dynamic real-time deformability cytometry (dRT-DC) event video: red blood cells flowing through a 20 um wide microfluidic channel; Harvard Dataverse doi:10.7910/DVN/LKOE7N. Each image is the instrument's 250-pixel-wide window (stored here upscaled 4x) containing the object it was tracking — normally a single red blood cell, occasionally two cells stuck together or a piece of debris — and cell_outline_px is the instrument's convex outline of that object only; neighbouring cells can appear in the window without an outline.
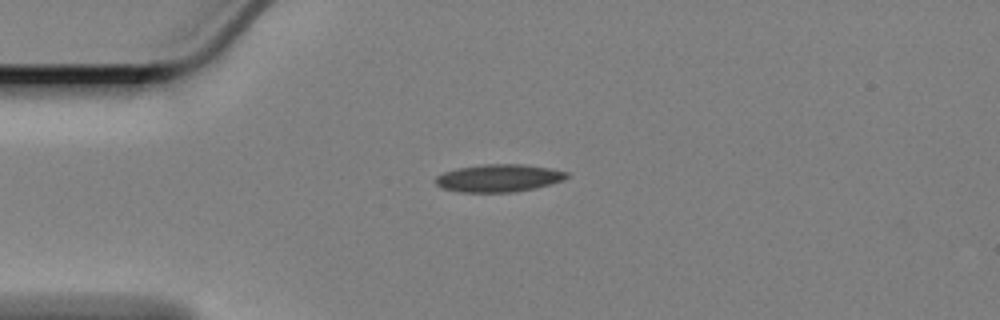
{"species": "Egyptian fruit bat (a non-hibernating species)", "species_latin": "Rousettus aegyptiacus", "temperature_condition": "cold", "stored_images_in_passage": 46, "camera_frame_rate_fps": 3000, "um_per_image_px": 0.085, "animal": {"sex": "female"}, "frame": {"image": 1, "passage_image": 1, "time_ms": 0.0, "image_size_px": [1000, 320], "cell_outline_px": [[568, 176], [564, 180], [516, 192], [460, 192], [444, 188], [436, 184], [436, 176], [444, 172], [460, 168], [484, 164], [520, 164], [548, 168], [568, 172]], "centroid_in_image_um": [42.39, 15.14], "position_along_channel_um": 42.6, "area_um2": 20.75}}
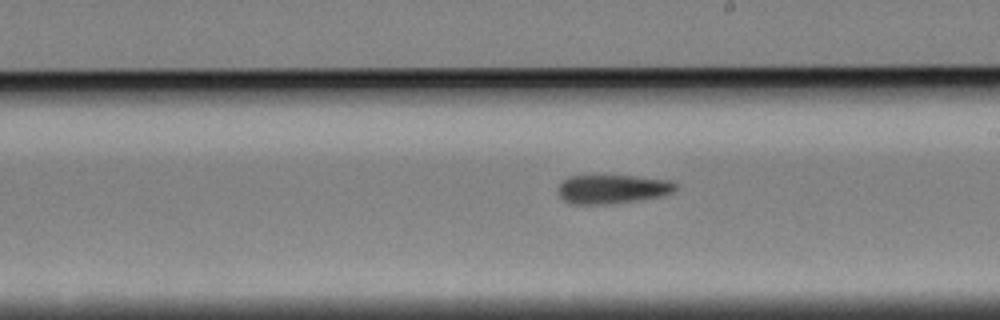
{"frame": {"image": 2, "passage_image": 20, "time_ms": 6.333, "image_size_px": [1000, 320], "cell_outline_px": [[676, 188], [672, 192], [660, 196], [636, 200], [608, 204], [572, 204], [564, 200], [560, 196], [556, 188], [560, 180], [568, 176], [636, 176], [672, 180], [676, 184]], "centroid_in_image_um": [52.0, 16.06], "position_along_channel_um": 237.0, "area_um2": 19.88}}
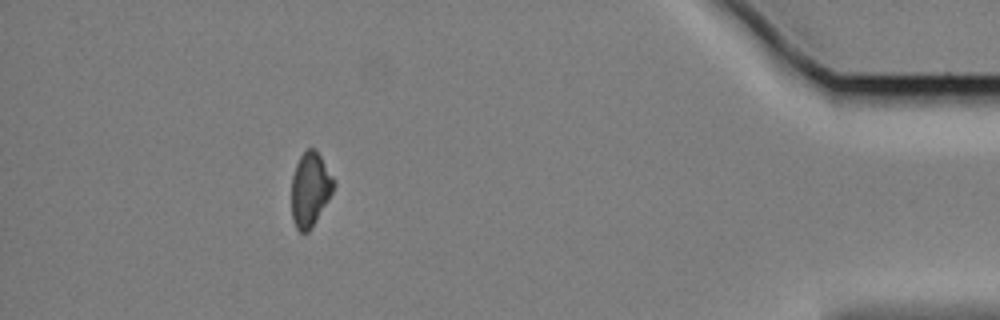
{"frame": {"image": 3, "passage_image": 40, "time_ms": 13.0, "image_size_px": [1000, 320], "cell_outline_px": [[336, 184], [328, 200], [312, 228], [308, 232], [300, 232], [296, 228], [292, 220], [292, 176], [296, 164], [300, 156], [308, 148], [316, 148], [336, 180]], "centroid_in_image_um": [26.38, 16.08], "position_along_channel_um": 408.8, "area_um2": 18.44}}